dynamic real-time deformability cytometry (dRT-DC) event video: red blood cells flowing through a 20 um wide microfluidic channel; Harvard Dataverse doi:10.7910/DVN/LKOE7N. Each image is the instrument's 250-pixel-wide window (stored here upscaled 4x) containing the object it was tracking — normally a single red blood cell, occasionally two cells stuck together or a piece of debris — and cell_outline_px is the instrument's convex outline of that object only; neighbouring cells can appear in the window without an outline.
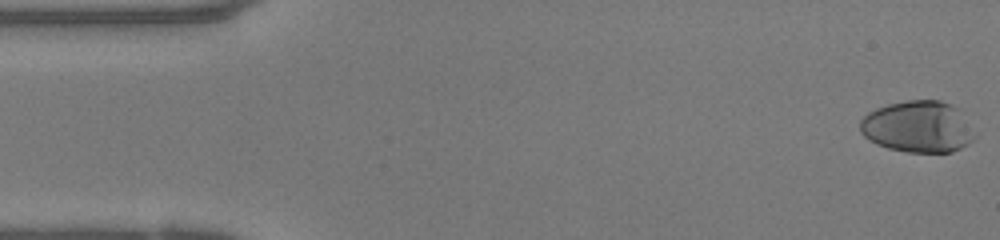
{"species": "human", "species_latin": "Homo sapiens", "temperature_condition": "warm", "stored_images_in_passage": 48, "camera_frame_rate_fps": 3000, "um_per_image_px": 0.085, "donor": {"sex": "female"}, "frame": {"image": 1, "passage_image": 1, "time_ms": 0.0, "image_size_px": [1000, 240], "cell_outline_px": [[976, 136], [968, 144], [952, 152], [908, 152], [888, 148], [876, 144], [868, 140], [860, 132], [860, 120], [868, 112], [876, 108], [888, 104], [908, 100], [940, 100], [952, 104], [956, 108]], "centroid_in_image_um": [77.97, 10.78], "position_along_channel_um": 7.0, "area_um2": 34.28}}
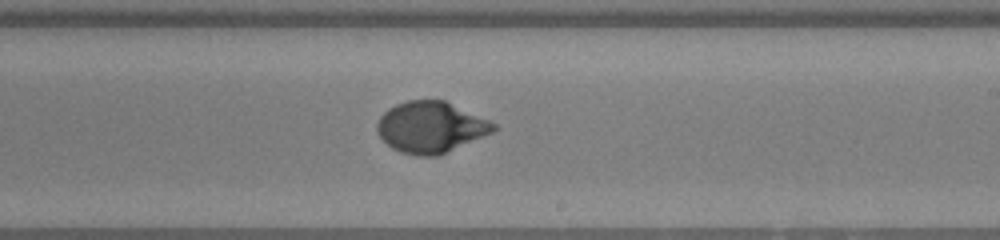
{"frame": {"image": 2, "passage_image": 28, "time_ms": 9.0, "image_size_px": [1000, 240], "cell_outline_px": [[496, 128], [492, 132], [440, 156], [416, 156], [400, 152], [392, 148], [380, 136], [376, 128], [376, 124], [380, 116], [388, 108], [396, 104], [408, 100], [444, 100], [488, 120], [496, 124]], "centroid_in_image_um": [36.58, 10.82], "position_along_channel_um": 252.4, "area_um2": 34.56}}
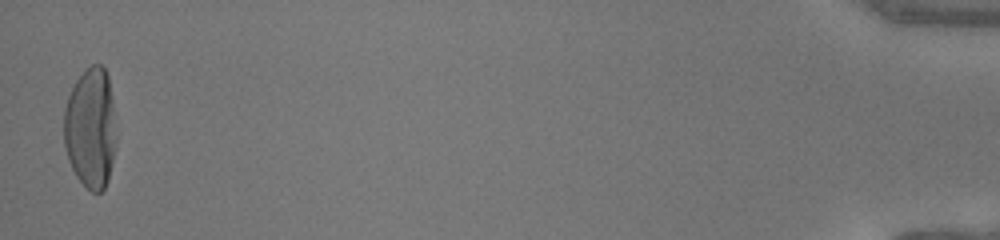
{"frame": {"image": 3, "passage_image": 48, "time_ms": 15.667, "image_size_px": [1000, 240], "cell_outline_px": [[116, 144], [108, 180], [104, 188], [100, 192], [92, 192], [76, 176], [68, 160], [64, 144], [64, 108], [68, 96], [76, 80], [92, 64], [100, 64], [104, 68], [108, 76], [112, 100], [116, 136]], "centroid_in_image_um": [7.7, 10.9], "position_along_channel_um": 427.5, "area_um2": 36.65}, "authors_computed_cell_mechanics": {"area_um2": 34.6511, "velocity_mm_per_s": 4.1798, "shape_relaxation_time_tau1_ms": 4.1373, "shape_relaxation_time_tau2_ms": null, "deformation_change_tau1": 0.2614, "deformation_change_tau2": null}}